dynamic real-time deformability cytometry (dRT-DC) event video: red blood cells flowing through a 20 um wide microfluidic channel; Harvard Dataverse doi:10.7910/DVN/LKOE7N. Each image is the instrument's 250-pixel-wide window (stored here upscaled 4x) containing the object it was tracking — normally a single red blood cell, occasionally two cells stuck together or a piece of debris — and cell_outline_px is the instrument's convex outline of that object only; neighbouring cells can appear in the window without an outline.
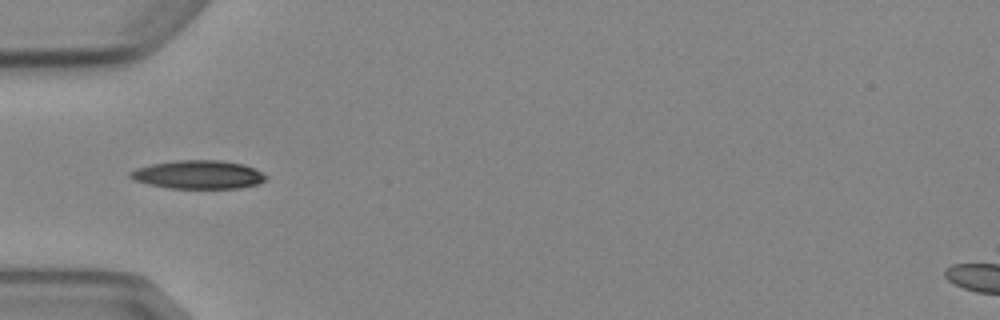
{"species": "Egyptian fruit bat (a non-hibernating species)", "species_latin": "Rousettus aegyptiacus", "temperature_condition": "cold", "stored_images_in_passage": 5, "camera_frame_rate_fps": 3000, "um_per_image_px": 0.085, "animal": {"sex": "female"}, "frame": {"image": 1, "passage_image": 2, "time_ms": 1.333, "image_size_px": [1000, 320], "cell_outline_px": [[268, 176], [264, 180], [256, 184], [240, 188], [168, 188], [148, 184], [132, 180], [128, 176], [128, 172], [136, 168], [152, 164], [176, 160], [220, 160], [244, 164]], "centroid_in_image_um": [16.8, 14.84], "position_along_channel_um": 68.2, "area_um2": 22.48}}
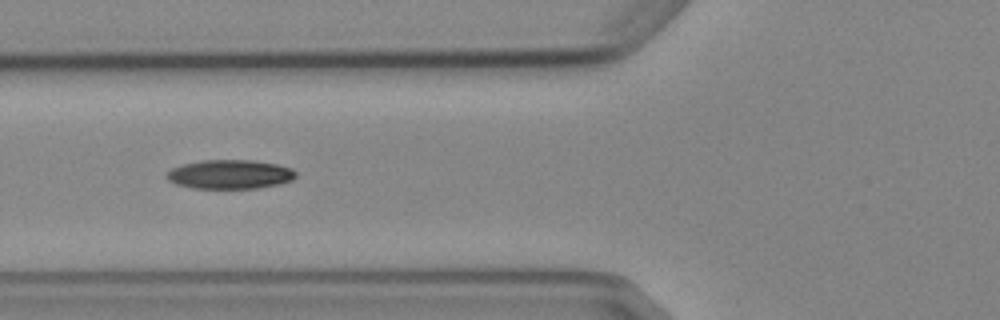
{"frame": {"image": 2, "passage_image": 3, "time_ms": 2.333, "image_size_px": [1000, 320], "cell_outline_px": [[296, 176], [292, 180], [280, 184], [256, 188], [192, 188], [176, 184], [168, 180], [164, 176], [172, 168], [184, 164], [204, 160], [252, 160], [276, 164], [292, 168], [296, 172]], "centroid_in_image_um": [19.55, 14.82], "position_along_channel_um": 106.3, "area_um2": 21.85}}
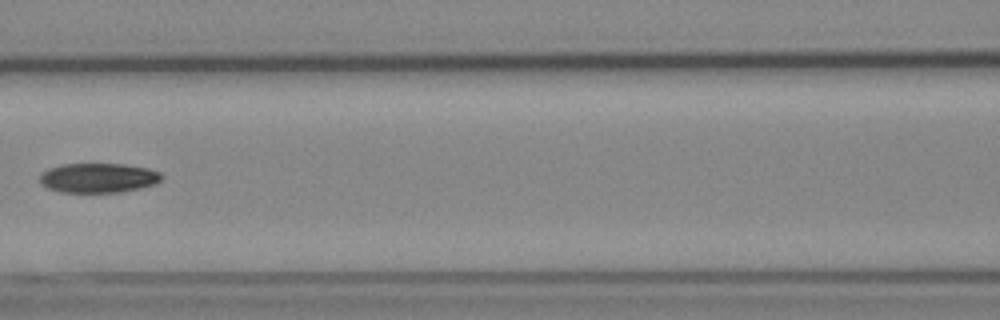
{"frame": {"image": 3, "passage_image": 4, "time_ms": 3.667, "image_size_px": [1000, 320], "cell_outline_px": [[164, 176], [156, 184], [120, 192], [60, 192], [48, 188], [40, 184], [40, 172], [48, 168], [60, 164], [124, 164], [148, 168], [160, 172]], "centroid_in_image_um": [8.33, 15.11], "position_along_channel_um": 158.3, "area_um2": 21.15}}